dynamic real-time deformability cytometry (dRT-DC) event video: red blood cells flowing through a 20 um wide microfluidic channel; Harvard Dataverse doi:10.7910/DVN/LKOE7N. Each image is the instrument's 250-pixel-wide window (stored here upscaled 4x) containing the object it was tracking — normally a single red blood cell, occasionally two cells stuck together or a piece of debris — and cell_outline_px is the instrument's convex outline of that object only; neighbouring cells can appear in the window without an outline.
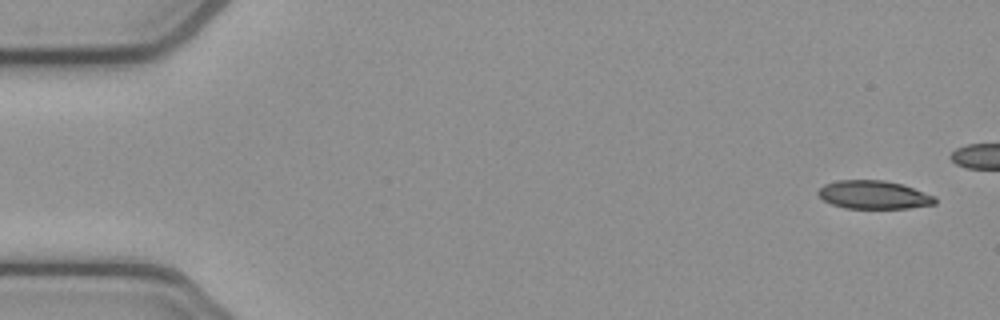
{"species": "common noctule bat (a hibernating species)", "species_latin": "Nyctalus noctula", "temperature_condition": "cold", "stored_images_in_passage": 8, "camera_frame_rate_fps": 3000, "um_per_image_px": 0.085, "animal": {"sex": "female", "body_mass_g": 21.9}, "frame": {"image": 1, "passage_image": 1, "time_ms": 0.0, "image_size_px": [1000, 320], "cell_outline_px": [[936, 204], [908, 208], [844, 208], [832, 204], [824, 200], [816, 192], [824, 184], [836, 180], [884, 180], [900, 184], [936, 196]], "centroid_in_image_um": [74.26, 16.56], "position_along_channel_um": 10.7, "area_um2": 19.19}}
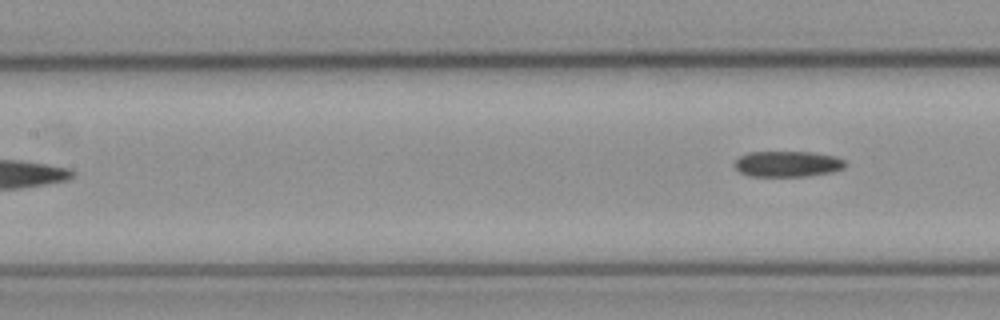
{"frame": {"image": 2, "passage_image": 8, "time_ms": 2.333, "image_size_px": [1000, 320], "cell_outline_px": [[848, 164], [844, 168], [832, 172], [808, 176], [748, 176], [740, 172], [732, 164], [740, 156], [748, 152], [816, 152], [836, 156], [844, 160]], "centroid_in_image_um": [66.96, 13.93], "position_along_channel_um": 140.4, "area_um2": 16.88}}